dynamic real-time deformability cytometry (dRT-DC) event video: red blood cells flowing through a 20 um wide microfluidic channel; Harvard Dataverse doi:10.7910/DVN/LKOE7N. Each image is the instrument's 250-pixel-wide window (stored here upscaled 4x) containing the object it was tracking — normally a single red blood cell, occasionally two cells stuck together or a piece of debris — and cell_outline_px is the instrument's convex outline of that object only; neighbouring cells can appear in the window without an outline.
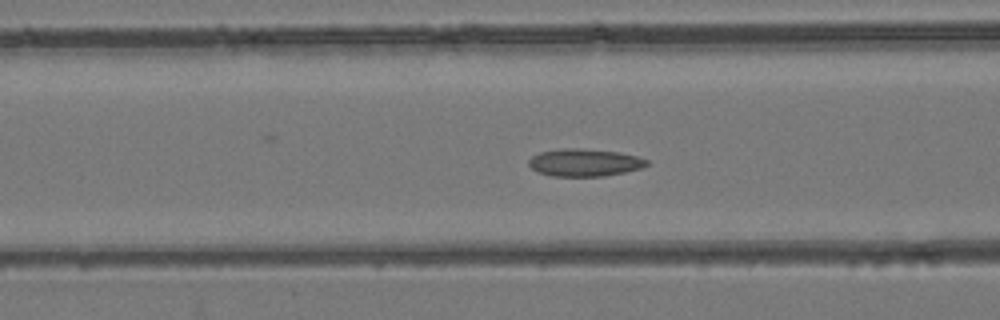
{"species": "common noctule bat (a hibernating species)", "species_latin": "Nyctalus noctula", "temperature_condition": "room temperature", "stored_images_in_passage": 33, "camera_frame_rate_fps": 3000, "um_per_image_px": 0.085, "animal": {"sex": "female", "body_mass_g": 24.6, "forearm_length_mm": 56.2}, "frame": {"image": 1, "passage_image": 4, "time_ms": 1.0, "image_size_px": [1000, 320], "cell_outline_px": [[648, 164], [640, 168], [624, 172], [604, 176], [552, 176], [540, 172], [532, 168], [528, 164], [528, 160], [532, 156], [540, 152], [560, 148], [580, 148], [620, 152], [636, 156], [648, 160]], "centroid_in_image_um": [49.67, 13.8], "position_along_channel_um": 116.9, "area_um2": 18.84}}
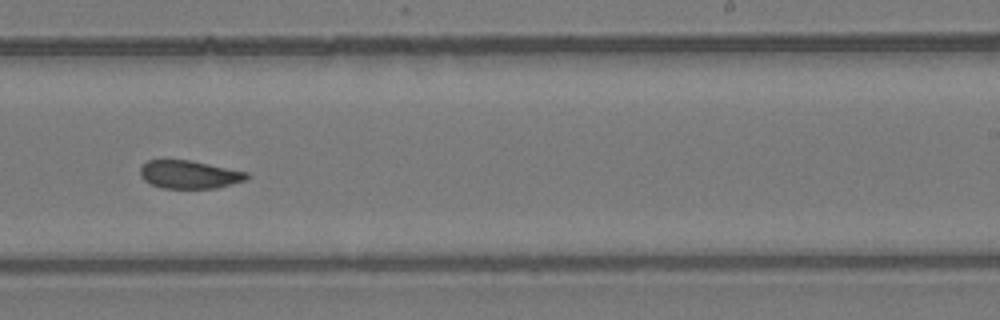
{"frame": {"image": 2, "passage_image": 15, "time_ms": 4.667, "image_size_px": [1000, 320], "cell_outline_px": [[248, 180], [216, 188], [164, 188], [152, 184], [144, 180], [140, 176], [140, 168], [148, 160], [192, 160], [248, 172]], "centroid_in_image_um": [16.12, 14.83], "position_along_channel_um": 272.9, "area_um2": 17.46}}
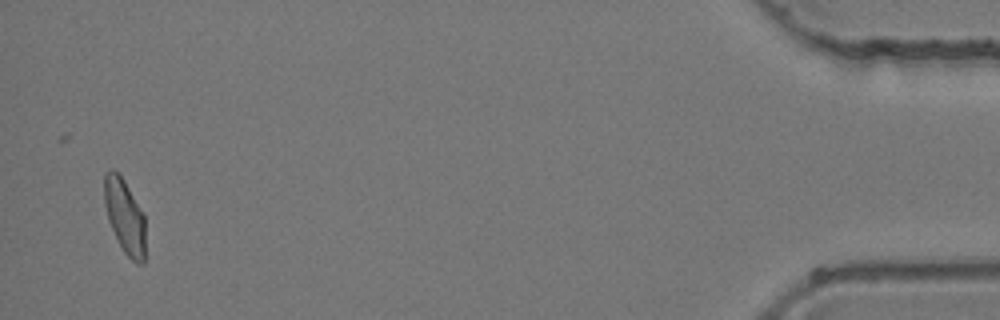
{"frame": {"image": 3, "passage_image": 32, "time_ms": 10.333, "image_size_px": [1000, 320], "cell_outline_px": [[144, 264], [140, 264], [132, 260], [124, 252], [108, 220], [104, 204], [104, 172], [108, 168], [112, 168], [124, 180], [144, 216]], "centroid_in_image_um": [10.57, 18.35], "position_along_channel_um": 424.6, "area_um2": 17.51}}